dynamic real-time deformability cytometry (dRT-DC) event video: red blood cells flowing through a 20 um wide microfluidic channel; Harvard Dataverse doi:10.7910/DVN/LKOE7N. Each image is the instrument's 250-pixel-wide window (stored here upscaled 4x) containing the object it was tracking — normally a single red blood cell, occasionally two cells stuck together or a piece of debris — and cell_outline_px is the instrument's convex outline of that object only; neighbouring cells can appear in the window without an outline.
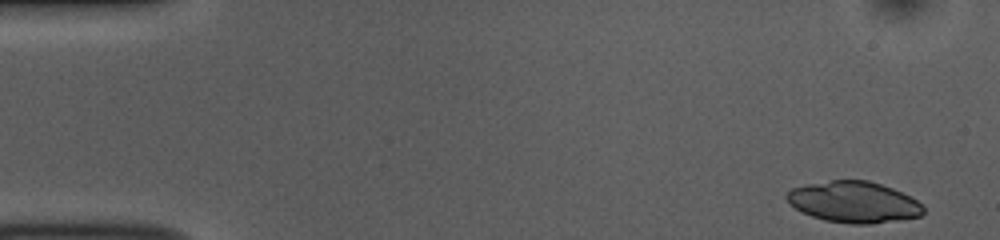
{"species": "common noctule bat (a hibernating species)", "species_latin": "Nyctalus noctula", "temperature_condition": "room temperature", "stored_images_in_passage": 50, "camera_frame_rate_fps": 3000, "um_per_image_px": 0.085, "animal": {"sex": "female", "body_mass_g": 10.0, "forearm_length_mm": 53.1}, "frame": {"image": 1, "passage_image": 1, "time_ms": 0.0, "image_size_px": [1000, 240], "cell_outline_px": [[924, 212], [920, 216], [900, 220], [868, 224], [852, 224], [824, 220], [800, 212], [784, 196], [792, 188], [808, 184], [832, 180], [868, 180], [892, 188], [916, 200], [924, 208]], "centroid_in_image_um": [72.56, 17.18], "position_along_channel_um": 12.4, "area_um2": 32.54}}